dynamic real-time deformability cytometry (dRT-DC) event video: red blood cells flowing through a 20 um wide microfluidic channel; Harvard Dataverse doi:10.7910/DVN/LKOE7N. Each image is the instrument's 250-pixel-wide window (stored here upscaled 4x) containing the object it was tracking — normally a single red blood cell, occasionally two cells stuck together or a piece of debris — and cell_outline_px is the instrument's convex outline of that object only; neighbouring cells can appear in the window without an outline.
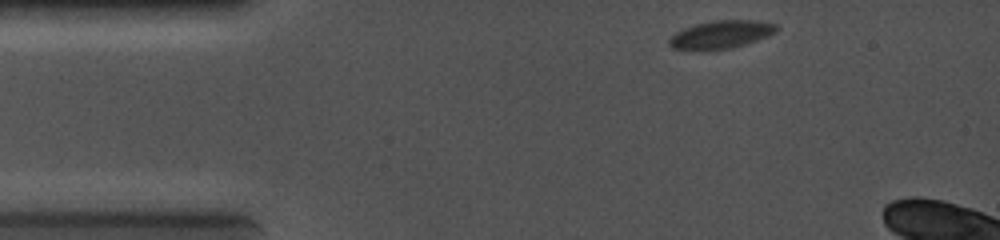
{"species": "common noctule bat (a hibernating species)", "species_latin": "Nyctalus noctula", "temperature_condition": "cold", "stored_images_in_passage": 29, "camera_frame_rate_fps": 5000, "um_per_image_px": 0.085, "animal": {"sex": "female", "body_mass_g": 19.0, "forearm_length_mm": 56.7}, "frame": {"image": 1, "passage_image": 1, "time_ms": 0.0, "image_size_px": [1000, 240], "cell_outline_px": [[780, 28], [776, 32], [768, 36], [744, 44], [728, 48], [672, 48], [668, 44], [668, 40], [676, 32], [684, 28], [696, 24], [712, 20], [756, 20], [776, 24]], "centroid_in_image_um": [61.34, 2.89], "position_along_channel_um": 23.7, "area_um2": 16.94}}
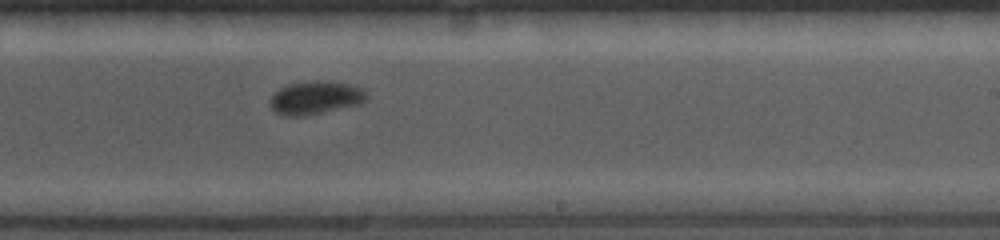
{"frame": {"image": 2, "passage_image": 17, "time_ms": 6.4, "image_size_px": [1000, 240], "cell_outline_px": [[368, 96], [364, 104], [304, 116], [284, 116], [276, 112], [272, 108], [268, 100], [280, 88], [292, 84], [316, 80], [348, 84], [360, 88], [368, 92]], "centroid_in_image_um": [26.86, 8.33], "position_along_channel_um": 262.1, "area_um2": 18.67}}
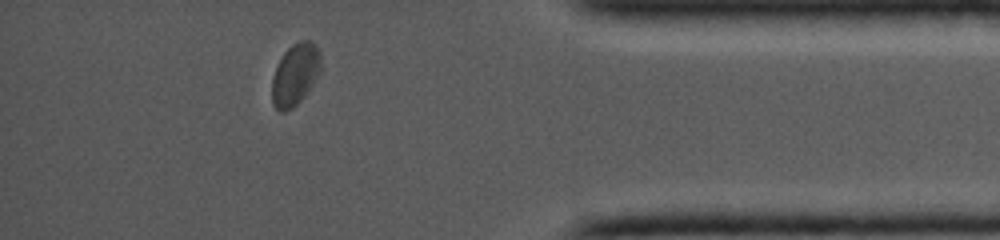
{"frame": {"image": 3, "passage_image": 26, "time_ms": 10.0, "image_size_px": [1000, 240], "cell_outline_px": [[320, 72], [304, 96], [292, 108], [284, 112], [280, 112], [272, 104], [272, 80], [276, 68], [284, 52], [292, 44], [300, 40], [308, 40], [316, 44], [320, 52]], "centroid_in_image_um": [25.09, 6.32], "position_along_channel_um": 410.1, "area_um2": 17.46}}